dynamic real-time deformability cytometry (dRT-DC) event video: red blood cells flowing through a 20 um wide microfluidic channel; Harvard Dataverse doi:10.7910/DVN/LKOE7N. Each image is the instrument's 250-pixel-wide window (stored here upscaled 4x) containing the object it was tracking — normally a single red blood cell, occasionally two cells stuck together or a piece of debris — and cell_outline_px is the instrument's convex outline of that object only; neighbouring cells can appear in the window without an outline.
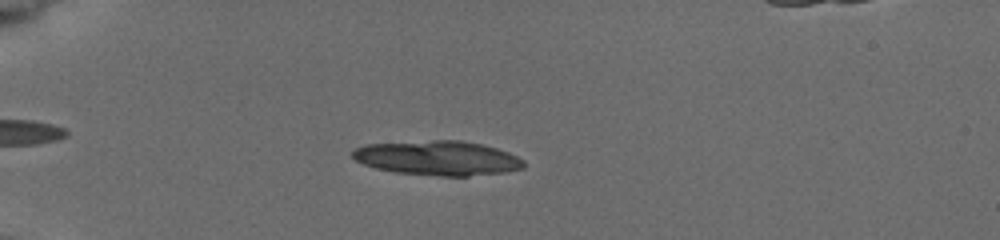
{"species": "common noctule bat (a hibernating species)", "species_latin": "Nyctalus noctula", "temperature_condition": "cold", "stored_images_in_passage": 7, "camera_frame_rate_fps": 3000, "um_per_image_px": 0.085, "animal": {"sex": "female", "body_mass_g": 19.5, "forearm_length_mm": 54.1}, "frame": {"image": 1, "passage_image": 5, "time_ms": 4.0, "image_size_px": [1000, 240], "cell_outline_px": [[524, 168], [504, 172], [468, 176], [440, 176], [396, 172], [376, 168], [364, 164], [356, 160], [352, 156], [352, 152], [356, 148], [364, 144], [432, 140], [460, 140], [480, 144], [496, 148], [508, 152], [524, 160]], "centroid_in_image_um": [37.21, 13.43], "position_along_channel_um": 47.8, "area_um2": 34.33}}